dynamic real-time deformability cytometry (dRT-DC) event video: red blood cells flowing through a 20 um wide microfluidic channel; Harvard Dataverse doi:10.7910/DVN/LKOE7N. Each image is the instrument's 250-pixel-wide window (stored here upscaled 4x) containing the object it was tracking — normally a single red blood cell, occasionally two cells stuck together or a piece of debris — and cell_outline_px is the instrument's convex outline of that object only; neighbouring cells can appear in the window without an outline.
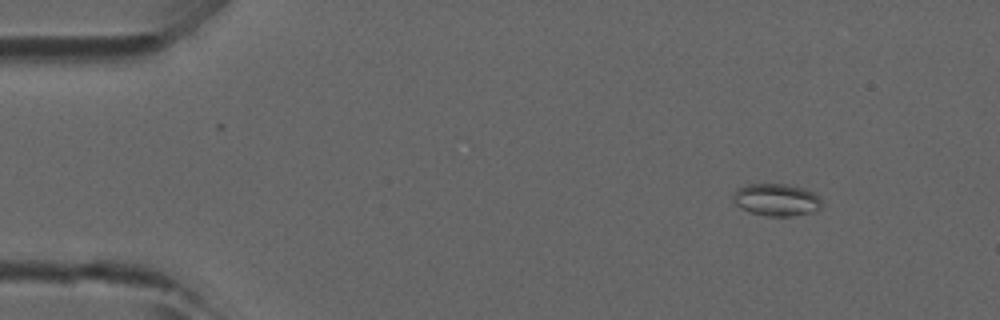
{"species": "common noctule bat (a hibernating species)", "species_latin": "Nyctalus noctula", "temperature_condition": "room temperature", "stored_images_in_passage": 43, "camera_frame_rate_fps": 3000, "um_per_image_px": 0.085, "animal": {"sex": "male", "forearm_length_mm": 52.5}, "frame": {"image": 1, "passage_image": 2, "time_ms": 0.333, "image_size_px": [1000, 320], "cell_outline_px": [[820, 208], [812, 212], [788, 216], [764, 216], [752, 212], [736, 204], [732, 200], [732, 196], [736, 188], [744, 184], [784, 184], [804, 188], [820, 196]], "centroid_in_image_um": [65.97, 16.96], "position_along_channel_um": 19.0, "area_um2": 16.59}}
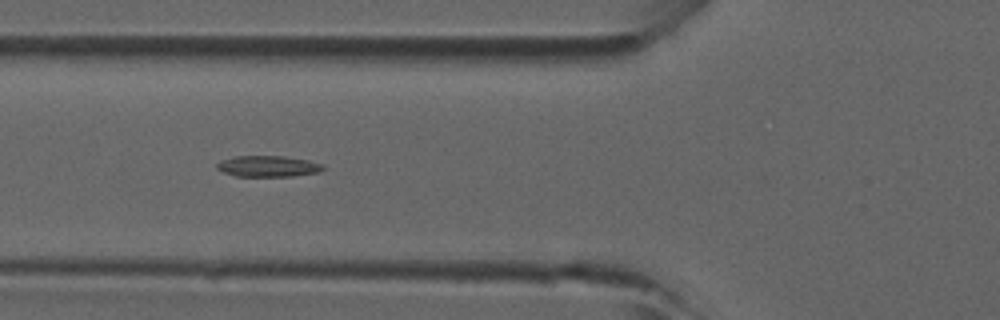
{"frame": {"image": 2, "passage_image": 14, "time_ms": 4.333, "image_size_px": [1000, 320], "cell_outline_px": [[324, 168], [320, 172], [292, 176], [236, 176], [224, 172], [216, 168], [216, 164], [220, 160], [232, 156], [284, 156], [308, 160], [324, 164]], "centroid_in_image_um": [22.78, 14.12], "position_along_channel_um": 103.0, "area_um2": 13.12}}
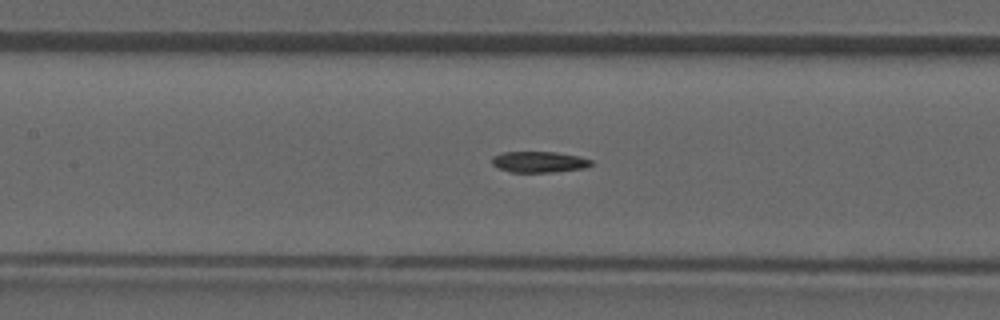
{"frame": {"image": 3, "passage_image": 18, "time_ms": 5.667, "image_size_px": [1000, 320], "cell_outline_px": [[592, 164], [588, 168], [552, 172], [512, 172], [500, 168], [492, 164], [492, 156], [500, 152], [556, 152], [580, 156], [592, 160]], "centroid_in_image_um": [45.85, 13.76], "position_along_channel_um": 161.5, "area_um2": 12.25}}